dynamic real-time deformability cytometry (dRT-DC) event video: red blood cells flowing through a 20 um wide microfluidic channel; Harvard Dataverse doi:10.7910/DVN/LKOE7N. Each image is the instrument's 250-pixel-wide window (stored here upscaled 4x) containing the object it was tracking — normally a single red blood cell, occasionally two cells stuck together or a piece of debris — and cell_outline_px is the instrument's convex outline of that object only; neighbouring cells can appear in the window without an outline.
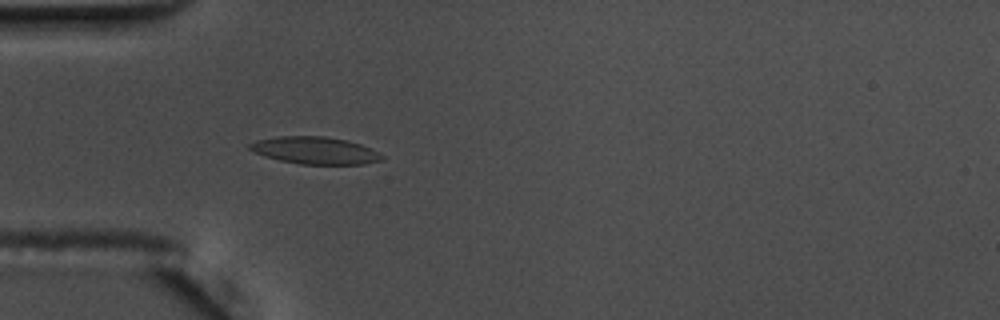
{"species": "common noctule bat (a hibernating species)", "species_latin": "Nyctalus noctula", "temperature_condition": "warm", "stored_images_in_passage": 46, "camera_frame_rate_fps": 3000, "um_per_image_px": 0.085, "animal": {"sex": "male", "body_mass_g": 17.5, "forearm_length_mm": 52.3}, "frame": {"image": 1, "passage_image": 7, "time_ms": 2.0, "image_size_px": [1000, 320], "cell_outline_px": [[384, 160], [364, 164], [300, 164], [280, 160], [264, 156], [248, 148], [248, 144], [256, 140], [276, 136], [324, 136], [348, 140], [372, 148], [380, 152], [384, 156]], "centroid_in_image_um": [26.82, 12.78], "position_along_channel_um": 58.2, "area_um2": 21.15}}
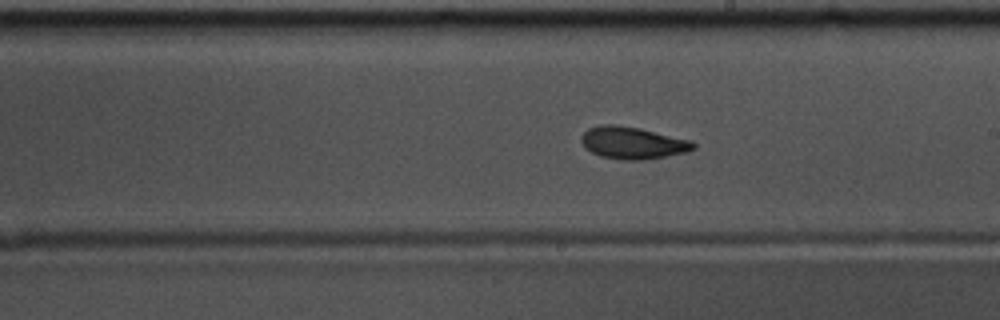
{"frame": {"image": 2, "passage_image": 22, "time_ms": 7.0, "image_size_px": [1000, 320], "cell_outline_px": [[696, 148], [688, 152], [644, 160], [624, 160], [600, 156], [584, 148], [580, 140], [580, 136], [588, 128], [600, 124], [612, 124], [640, 128], [692, 140], [696, 144]], "centroid_in_image_um": [53.78, 12.14], "position_along_channel_um": 235.2, "area_um2": 21.27}}
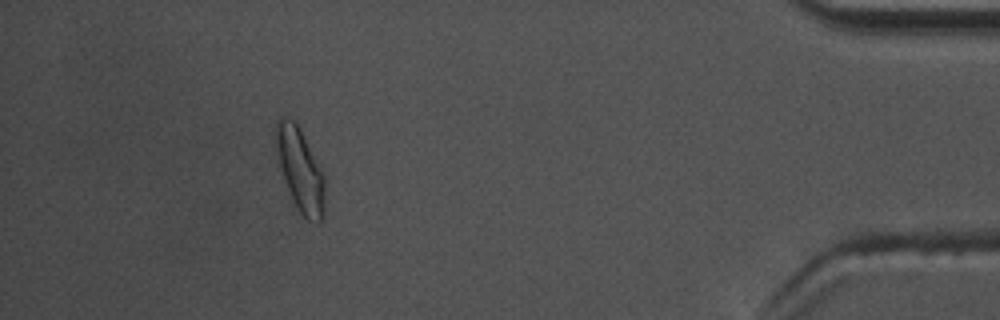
{"frame": {"image": 3, "passage_image": 41, "time_ms": 13.333, "image_size_px": [1000, 320], "cell_outline_px": [[324, 212], [320, 220], [316, 224], [308, 220], [300, 212], [292, 200], [284, 180], [280, 168], [276, 148], [276, 120], [284, 116], [292, 120], [300, 128], [324, 172]], "centroid_in_image_um": [25.53, 14.44], "position_along_channel_um": 409.7, "area_um2": 23.64}, "authors_computed_cell_mechanics": {"area_um2": 20.6346, "velocity_mm_per_s": 3.6352, "shape_relaxation_time_tau1_ms": 4.8437, "shape_relaxation_time_tau2_ms": 2.558, "deformation_change_tau1": 0.149, "deformation_change_tau2": 0.077}}